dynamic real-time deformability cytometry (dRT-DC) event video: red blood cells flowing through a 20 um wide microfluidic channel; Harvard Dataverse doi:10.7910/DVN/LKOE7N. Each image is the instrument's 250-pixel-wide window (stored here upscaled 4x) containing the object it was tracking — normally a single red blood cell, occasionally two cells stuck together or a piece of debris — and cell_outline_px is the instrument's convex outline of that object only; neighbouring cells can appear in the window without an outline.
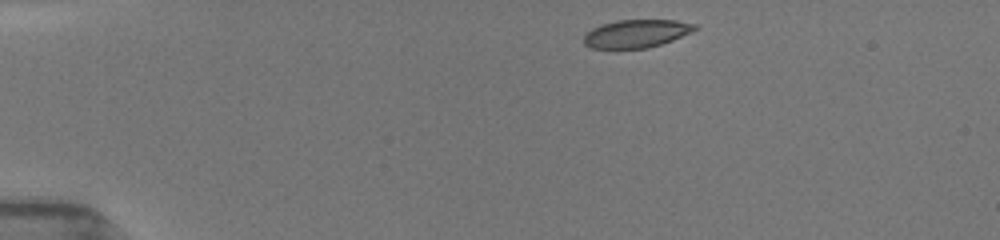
{"species": "common noctule bat (a hibernating species)", "species_latin": "Nyctalus noctula", "temperature_condition": "room temperature", "stored_images_in_passage": 43, "camera_frame_rate_fps": 3000, "um_per_image_px": 0.085, "animal": {"sex": "female", "body_mass_g": 19.5, "forearm_length_mm": 54.1}, "frame": {"image": 1, "passage_image": 1, "time_ms": 0.0, "image_size_px": [1000, 240], "cell_outline_px": [[700, 28], [692, 32], [672, 40], [648, 48], [592, 48], [584, 44], [584, 36], [592, 28], [600, 24], [616, 20], [676, 20], [696, 24]], "centroid_in_image_um": [54.11, 2.84], "position_along_channel_um": 30.9, "area_um2": 18.15}}
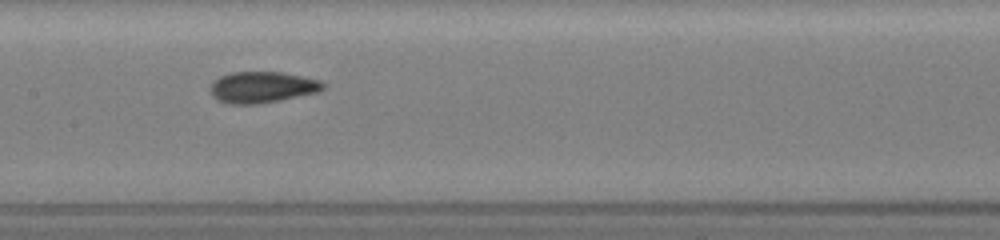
{"frame": {"image": 2, "passage_image": 18, "time_ms": 5.667, "image_size_px": [1000, 240], "cell_outline_px": [[328, 84], [324, 88], [316, 92], [280, 100], [256, 104], [228, 104], [216, 100], [212, 96], [212, 80], [220, 76], [232, 72], [284, 72], [324, 80]], "centroid_in_image_um": [22.32, 7.4], "position_along_channel_um": 185.1, "area_um2": 20.75}}
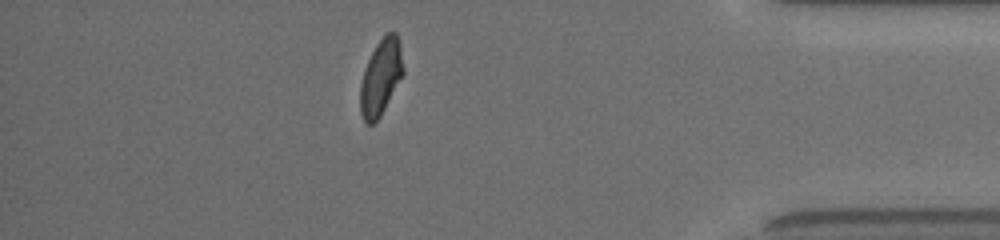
{"frame": {"image": 3, "passage_image": 37, "time_ms": 12.0, "image_size_px": [1000, 240], "cell_outline_px": [[404, 72], [380, 116], [372, 124], [368, 124], [364, 120], [360, 112], [360, 84], [364, 68], [376, 44], [388, 32], [396, 32], [400, 44], [404, 68]], "centroid_in_image_um": [32.36, 6.55], "position_along_channel_um": 402.8, "area_um2": 18.79}, "authors_computed_cell_mechanics": {"area_um2": 19.7098, "velocity_mm_per_s": 3.9621, "shape_relaxation_time_tau1_ms": 5.5769, "shape_relaxation_time_tau2_ms": 1.1254, "deformation_change_tau1": 0.1602, "deformation_change_tau2": 0.071}}